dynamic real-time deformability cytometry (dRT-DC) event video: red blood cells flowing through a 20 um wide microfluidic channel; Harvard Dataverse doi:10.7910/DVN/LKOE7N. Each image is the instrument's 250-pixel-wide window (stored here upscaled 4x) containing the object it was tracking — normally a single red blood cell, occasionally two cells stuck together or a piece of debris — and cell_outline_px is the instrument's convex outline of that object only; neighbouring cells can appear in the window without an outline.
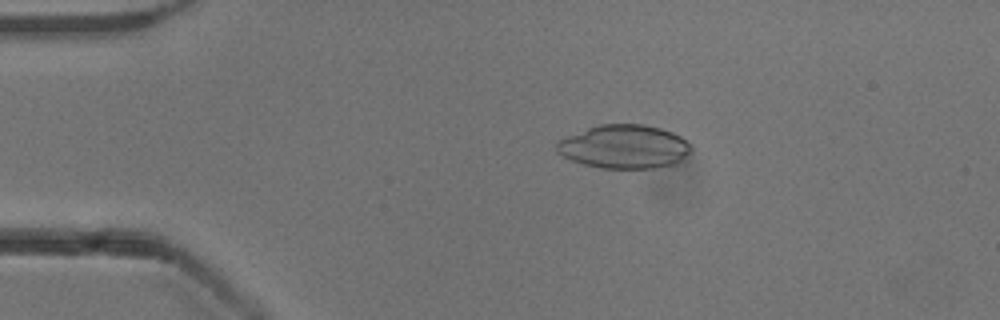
{"species": "common noctule bat (a hibernating species)", "species_latin": "Nyctalus noctula", "temperature_condition": "cold", "stored_images_in_passage": 45, "camera_frame_rate_fps": 3000, "um_per_image_px": 0.085, "animal": {"sex": "male", "body_mass_g": 13.3}, "frame": {"image": 1, "passage_image": 3, "time_ms": 0.667, "image_size_px": [1000, 320], "cell_outline_px": [[692, 152], [676, 164], [656, 168], [600, 168], [584, 164], [572, 160], [556, 152], [556, 140], [588, 128], [600, 124], [644, 124], [660, 128], [672, 132], [680, 136], [692, 144]], "centroid_in_image_um": [53.09, 12.47], "position_along_channel_um": 31.9, "area_um2": 34.45}}
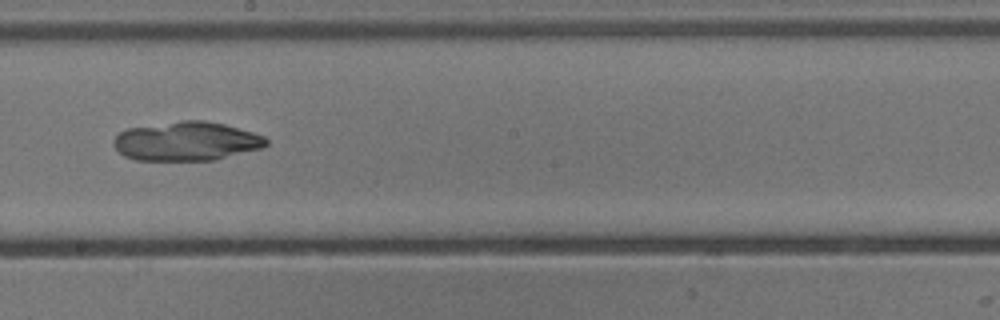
{"frame": {"image": 2, "passage_image": 22, "time_ms": 7.0, "image_size_px": [1000, 320], "cell_outline_px": [[268, 144], [260, 148], [216, 160], [136, 160], [124, 156], [112, 144], [116, 136], [120, 132], [128, 128], [180, 120], [204, 120], [224, 124], [252, 132], [264, 136], [268, 140]], "centroid_in_image_um": [15.84, 12.0], "position_along_channel_um": 232.4, "area_um2": 34.62}}
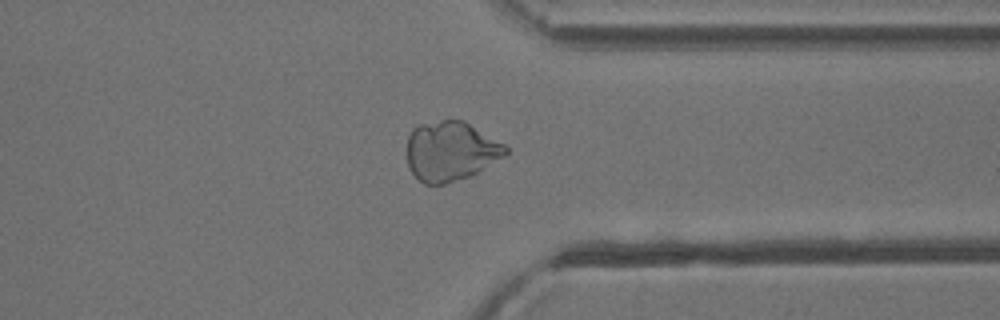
{"frame": {"image": 3, "passage_image": 33, "time_ms": 10.667, "image_size_px": [1000, 320], "cell_outline_px": [[508, 152], [504, 156], [476, 172], [468, 176], [444, 184], [424, 184], [408, 168], [408, 136], [412, 128], [416, 124], [440, 120], [464, 120], [504, 144], [508, 148]], "centroid_in_image_um": [38.28, 12.82], "position_along_channel_um": 373.1, "area_um2": 34.04}}